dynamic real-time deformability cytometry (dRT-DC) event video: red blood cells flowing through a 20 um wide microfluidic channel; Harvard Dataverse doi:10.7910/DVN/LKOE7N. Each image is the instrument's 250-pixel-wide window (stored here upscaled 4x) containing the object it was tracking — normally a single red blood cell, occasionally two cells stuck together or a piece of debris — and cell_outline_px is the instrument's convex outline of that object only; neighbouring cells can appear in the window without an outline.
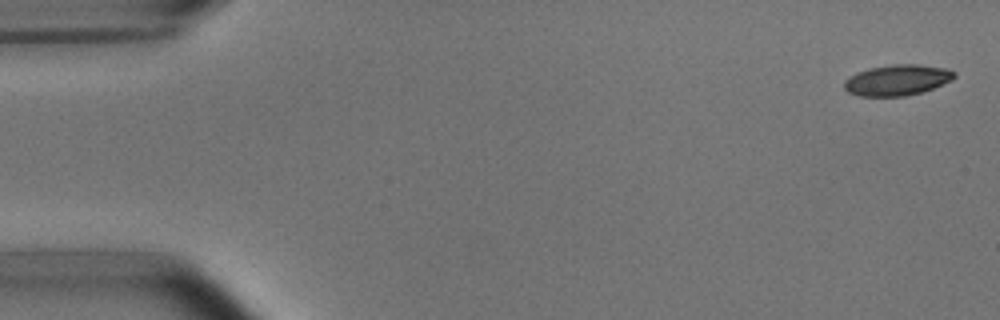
{"species": "common noctule bat (a hibernating species)", "species_latin": "Nyctalus noctula", "temperature_condition": "room temperature", "stored_images_in_passage": 5, "camera_frame_rate_fps": 3000, "um_per_image_px": 0.085, "animal": {"sex": "male", "body_mass_g": 15.6}, "frame": {"image": 1, "passage_image": 1, "time_ms": 0.0, "image_size_px": [1000, 320], "cell_outline_px": [[956, 76], [952, 80], [932, 88], [920, 92], [904, 96], [860, 96], [848, 92], [844, 88], [844, 84], [852, 76], [860, 72], [872, 68], [896, 64], [916, 64], [944, 68], [956, 72]], "centroid_in_image_um": [76.31, 6.81], "position_along_channel_um": 8.7, "area_um2": 19.25}}
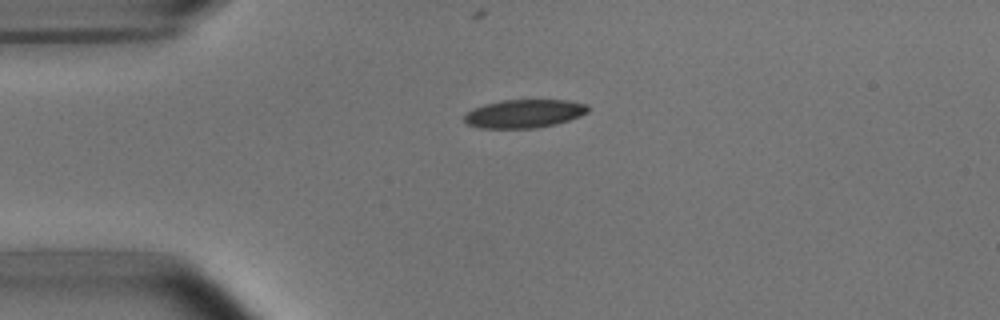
{"frame": {"image": 2, "passage_image": 4, "time_ms": 3.667, "image_size_px": [1000, 320], "cell_outline_px": [[588, 112], [580, 116], [556, 124], [536, 128], [480, 128], [468, 124], [464, 120], [464, 116], [472, 108], [484, 104], [504, 100], [564, 100], [588, 104]], "centroid_in_image_um": [44.55, 9.66], "position_along_channel_um": 40.4, "area_um2": 20.4}}